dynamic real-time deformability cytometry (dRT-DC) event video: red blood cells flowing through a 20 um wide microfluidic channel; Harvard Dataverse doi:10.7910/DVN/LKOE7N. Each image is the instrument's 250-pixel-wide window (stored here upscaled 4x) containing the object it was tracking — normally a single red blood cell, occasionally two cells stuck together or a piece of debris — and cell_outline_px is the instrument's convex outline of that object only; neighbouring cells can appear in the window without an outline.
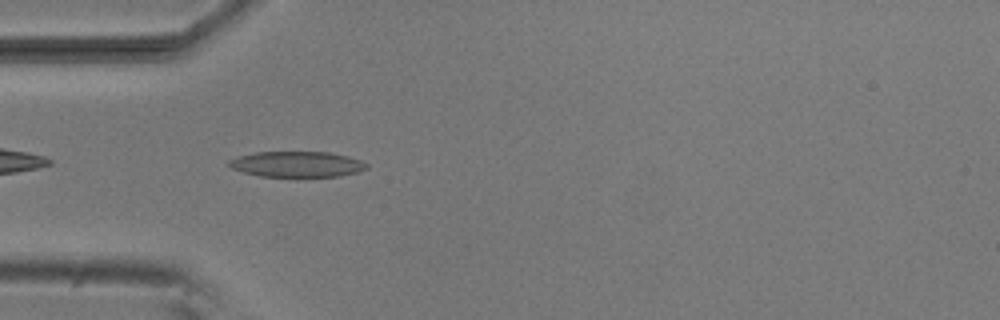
{"species": "common noctule bat (a hibernating species)", "species_latin": "Nyctalus noctula", "temperature_condition": "room temperature", "stored_images_in_passage": 39, "camera_frame_rate_fps": 3000, "um_per_image_px": 0.085, "animal": {"sex": "male", "body_mass_g": 20.5, "forearm_length_mm": 52.5}, "frame": {"image": 1, "passage_image": 2, "time_ms": 0.333, "image_size_px": [1000, 320], "cell_outline_px": [[368, 168], [356, 172], [336, 176], [260, 176], [244, 172], [232, 168], [228, 164], [228, 160], [240, 156], [256, 152], [328, 152], [348, 156], [360, 160], [368, 164]], "centroid_in_image_um": [25.24, 13.95], "position_along_channel_um": 59.8, "area_um2": 20.29}}
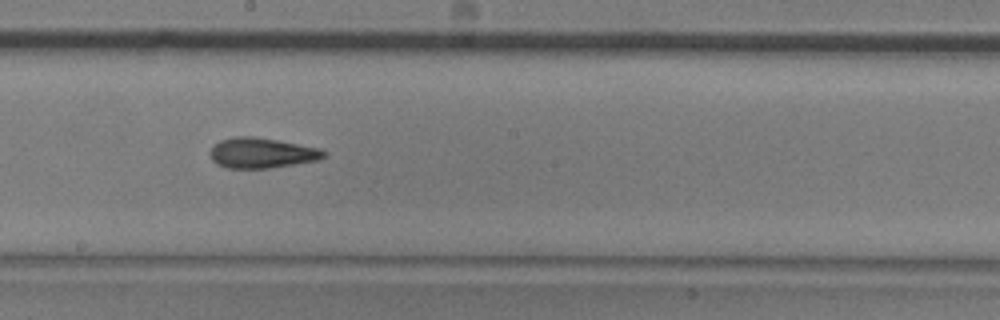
{"frame": {"image": 2, "passage_image": 15, "time_ms": 4.667, "image_size_px": [1000, 320], "cell_outline_px": [[328, 156], [320, 160], [268, 168], [228, 168], [216, 164], [212, 160], [212, 148], [220, 140], [232, 136], [252, 136], [276, 140], [320, 148], [328, 152]], "centroid_in_image_um": [22.3, 13.0], "position_along_channel_um": 225.9, "area_um2": 20.06}}
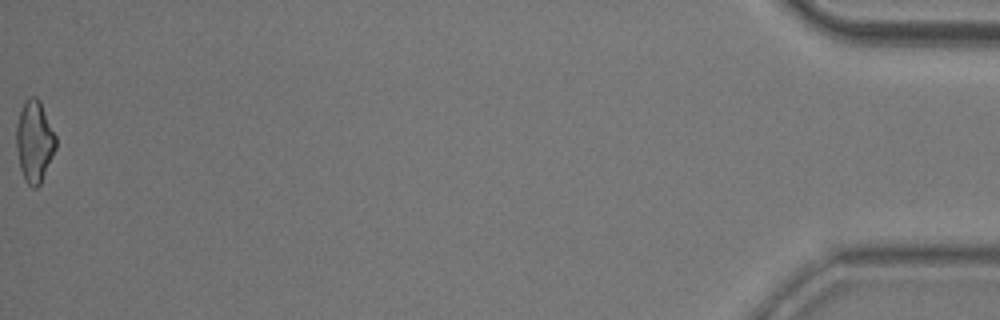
{"frame": {"image": 3, "passage_image": 39, "time_ms": 12.667, "image_size_px": [1000, 320], "cell_outline_px": [[56, 148], [40, 184], [36, 188], [32, 188], [24, 180], [20, 168], [16, 148], [16, 124], [24, 100], [28, 96], [36, 96], [40, 100], [56, 136]], "centroid_in_image_um": [2.91, 12.0], "position_along_channel_um": 432.3, "area_um2": 18.9}, "authors_computed_cell_mechanics": {"area_um2": 19.1896, "velocity_mm_per_s": 3.856, "shape_relaxation_time_tau1_ms": 8.8531, "shape_relaxation_time_tau2_ms": 2.1329, "deformation_change_tau1": 0.2175, "deformation_change_tau2": 0.1075}}